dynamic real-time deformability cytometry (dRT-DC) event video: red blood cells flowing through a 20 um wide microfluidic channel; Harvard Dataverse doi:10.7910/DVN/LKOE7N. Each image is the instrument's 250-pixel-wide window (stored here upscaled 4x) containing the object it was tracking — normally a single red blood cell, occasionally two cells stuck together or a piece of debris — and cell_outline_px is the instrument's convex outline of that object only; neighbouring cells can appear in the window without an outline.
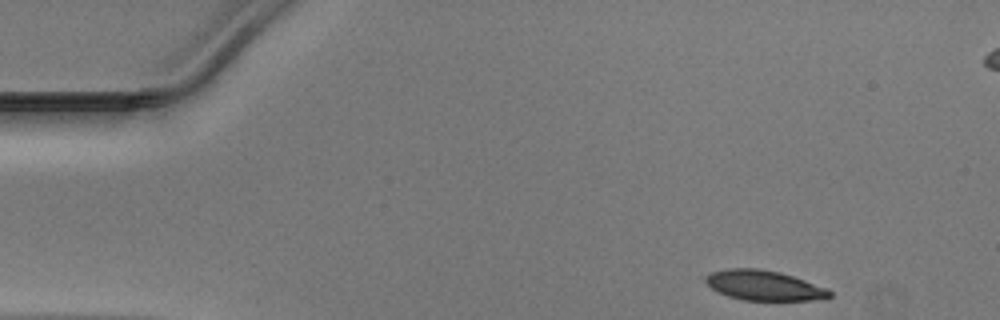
{"species": "Egyptian fruit bat (a non-hibernating species)", "species_latin": "Rousettus aegyptiacus", "temperature_condition": "warm", "stored_images_in_passage": 36, "camera_frame_rate_fps": 3000, "um_per_image_px": 0.085, "animal": {"sex": "male"}, "frame": {"image": 1, "passage_image": 1, "time_ms": 0.0, "image_size_px": [1000, 320], "cell_outline_px": [[832, 296], [812, 300], [744, 300], [728, 296], [712, 288], [704, 280], [704, 276], [712, 272], [728, 268], [760, 268], [780, 272], [828, 288], [832, 292]], "centroid_in_image_um": [64.94, 24.25], "position_along_channel_um": 20.1, "area_um2": 21.56}}
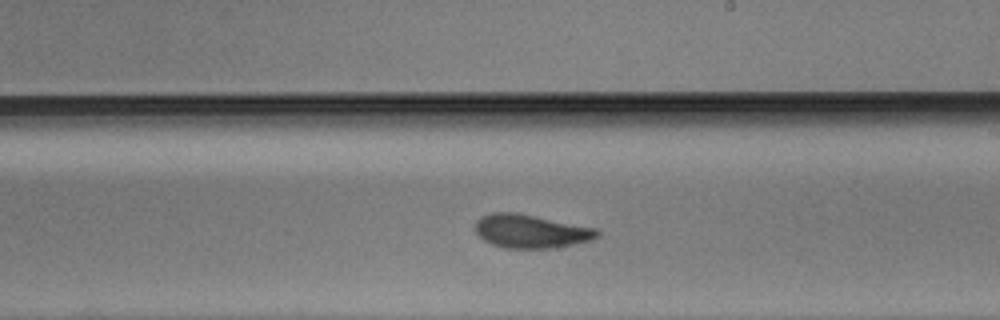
{"frame": {"image": 2, "passage_image": 24, "time_ms": 7.667, "image_size_px": [1000, 320], "cell_outline_px": [[600, 236], [592, 240], [576, 244], [552, 248], [504, 248], [492, 244], [484, 240], [476, 232], [476, 220], [480, 216], [492, 212], [516, 212], [596, 228], [600, 232]], "centroid_in_image_um": [45.13, 19.65], "position_along_channel_um": 243.9, "area_um2": 23.93}}
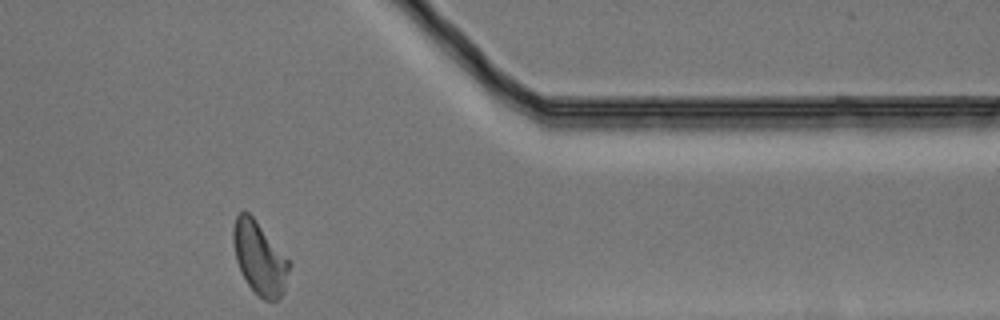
{"frame": {"image": 3, "passage_image": 36, "time_ms": 11.667, "image_size_px": [1000, 320], "cell_outline_px": [[292, 264], [284, 292], [276, 300], [264, 300], [248, 284], [236, 260], [232, 240], [232, 228], [236, 216], [240, 212], [248, 212], [256, 220]], "centroid_in_image_um": [22.07, 21.92], "position_along_channel_um": 389.3, "area_um2": 23.47}}